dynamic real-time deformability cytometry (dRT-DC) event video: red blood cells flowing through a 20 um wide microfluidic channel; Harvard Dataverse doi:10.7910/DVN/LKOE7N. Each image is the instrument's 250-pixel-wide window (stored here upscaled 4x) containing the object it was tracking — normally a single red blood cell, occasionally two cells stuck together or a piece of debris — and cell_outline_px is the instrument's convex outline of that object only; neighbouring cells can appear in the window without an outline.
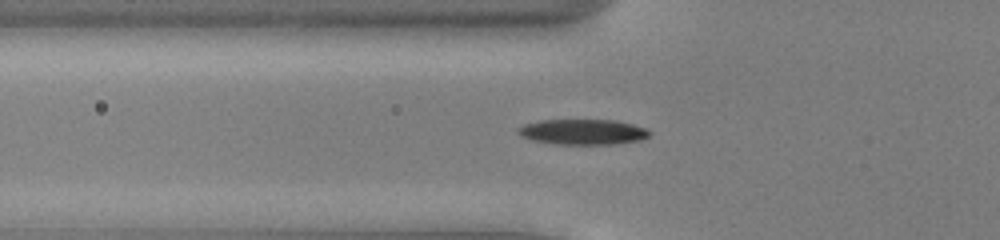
{"species": "common noctule bat (a hibernating species)", "species_latin": "Nyctalus noctula", "temperature_condition": "cold", "stored_images_in_passage": 54, "camera_frame_rate_fps": 3000, "um_per_image_px": 0.085, "animal": {"sex": "male", "body_mass_g": 13.0, "forearm_length_mm": 53.1}, "frame": {"image": 1, "passage_image": 20, "time_ms": 6.333, "image_size_px": [1000, 240], "cell_outline_px": [[652, 132], [648, 136], [640, 140], [616, 144], [552, 144], [532, 140], [520, 136], [516, 132], [516, 128], [524, 124], [540, 120], [616, 120], [632, 124], [644, 128]], "centroid_in_image_um": [49.49, 11.21], "position_along_channel_um": 76.3, "area_um2": 19.59}}
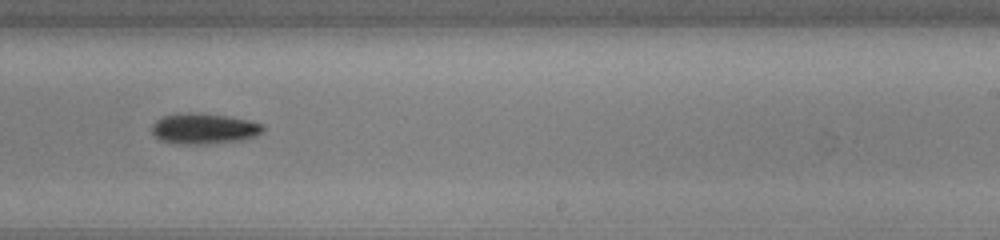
{"frame": {"image": 2, "passage_image": 35, "time_ms": 11.333, "image_size_px": [1000, 240], "cell_outline_px": [[264, 128], [256, 136], [244, 140], [208, 144], [172, 144], [160, 140], [152, 136], [152, 124], [160, 116], [188, 112], [196, 112], [224, 116], [248, 120], [264, 124]], "centroid_in_image_um": [17.28, 10.94], "position_along_channel_um": 271.7, "area_um2": 20.17}}
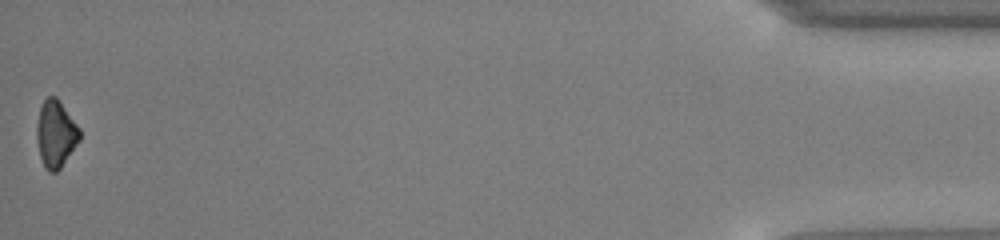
{"frame": {"image": 3, "passage_image": 54, "time_ms": 17.667, "image_size_px": [1000, 240], "cell_outline_px": [[80, 140], [60, 168], [56, 172], [48, 172], [44, 168], [40, 156], [36, 140], [36, 124], [40, 108], [44, 100], [48, 96], [56, 96], [80, 128]], "centroid_in_image_um": [4.72, 11.39], "position_along_channel_um": 430.5, "area_um2": 16.82}, "authors_computed_cell_mechanics": {"area_um2": 18.1203, "velocity_mm_per_s": 3.9112, "shape_relaxation_time_tau1_ms": 1.494, "shape_relaxation_time_tau2_ms": null, "deformation_change_tau1": 0.1057, "deformation_change_tau2": null}}